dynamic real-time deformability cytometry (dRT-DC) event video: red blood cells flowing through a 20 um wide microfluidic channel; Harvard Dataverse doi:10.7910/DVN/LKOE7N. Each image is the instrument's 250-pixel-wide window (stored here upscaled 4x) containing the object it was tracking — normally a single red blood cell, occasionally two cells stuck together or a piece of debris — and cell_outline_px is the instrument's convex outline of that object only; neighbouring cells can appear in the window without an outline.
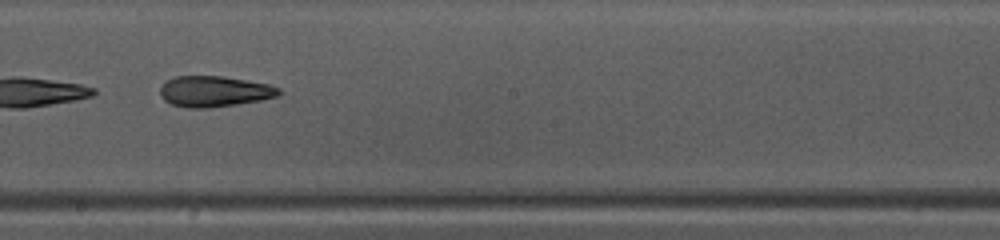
{"species": "common noctule bat (a hibernating species)", "species_latin": "Nyctalus noctula", "temperature_condition": "warm", "stored_images_in_passage": 46, "camera_frame_rate_fps": 3000, "um_per_image_px": 0.085, "animal": {"sex": "female", "body_mass_g": 10.0, "forearm_length_mm": 53.1}, "frame": {"image": 1, "passage_image": 27, "time_ms": 8.667, "image_size_px": [1000, 240], "cell_outline_px": [[280, 96], [260, 100], [236, 104], [208, 108], [188, 108], [172, 104], [164, 100], [160, 96], [160, 88], [168, 80], [176, 76], [220, 76], [248, 80], [268, 84], [280, 88]], "centroid_in_image_um": [18.23, 7.77], "position_along_channel_um": 230.0, "area_um2": 21.27}}
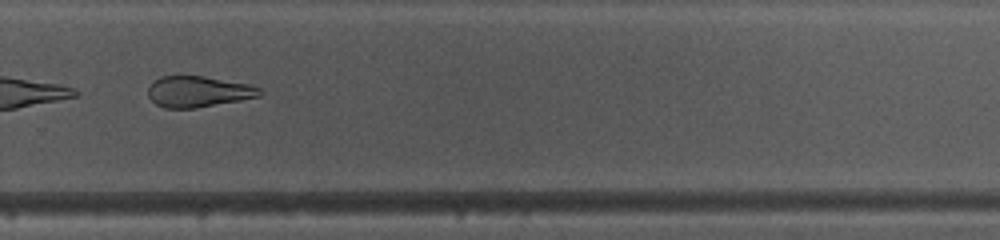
{"frame": {"image": 2, "passage_image": 33, "time_ms": 10.667, "image_size_px": [1000, 240], "cell_outline_px": [[264, 92], [260, 96], [240, 100], [196, 108], [164, 108], [156, 104], [148, 96], [148, 88], [152, 80], [160, 76], [204, 76], [248, 84], [260, 88]], "centroid_in_image_um": [16.83, 7.78], "position_along_channel_um": 313.0, "area_um2": 20.23}}